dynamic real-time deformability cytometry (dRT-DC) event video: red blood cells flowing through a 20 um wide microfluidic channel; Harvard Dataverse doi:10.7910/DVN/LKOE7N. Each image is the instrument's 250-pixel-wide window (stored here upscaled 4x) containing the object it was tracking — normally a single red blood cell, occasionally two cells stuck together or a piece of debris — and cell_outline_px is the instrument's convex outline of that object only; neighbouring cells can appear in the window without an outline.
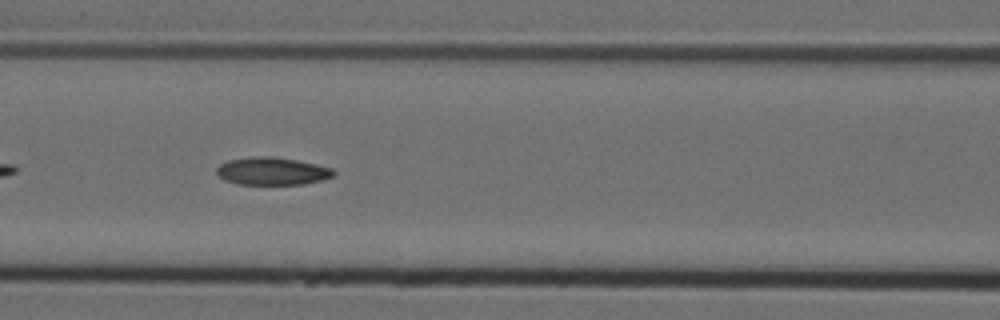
{"species": "Egyptian fruit bat (a non-hibernating species)", "species_latin": "Rousettus aegyptiacus", "temperature_condition": "cold", "stored_images_in_passage": 15, "camera_frame_rate_fps": 3000, "um_per_image_px": 0.085, "animal": {"sex": "female"}, "frame": {"image": 1, "passage_image": 9, "time_ms": 2.667, "image_size_px": [1000, 320], "cell_outline_px": [[336, 172], [332, 176], [320, 180], [304, 184], [240, 184], [224, 180], [216, 172], [216, 168], [220, 164], [228, 160], [260, 156], [272, 156], [296, 160], [316, 164], [332, 168]], "centroid_in_image_um": [23.12, 14.54], "position_along_channel_um": 143.5, "area_um2": 18.67}}
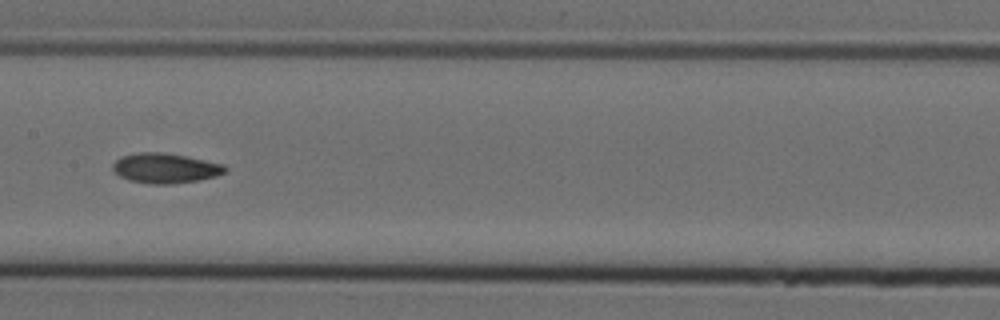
{"frame": {"image": 2, "passage_image": 13, "time_ms": 4.0, "image_size_px": [1000, 320], "cell_outline_px": [[228, 168], [224, 172], [216, 176], [200, 180], [172, 184], [152, 184], [128, 180], [120, 176], [112, 168], [112, 164], [120, 156], [140, 152], [164, 152], [224, 164]], "centroid_in_image_um": [14.04, 14.29], "position_along_channel_um": 193.4, "area_um2": 19.59}}